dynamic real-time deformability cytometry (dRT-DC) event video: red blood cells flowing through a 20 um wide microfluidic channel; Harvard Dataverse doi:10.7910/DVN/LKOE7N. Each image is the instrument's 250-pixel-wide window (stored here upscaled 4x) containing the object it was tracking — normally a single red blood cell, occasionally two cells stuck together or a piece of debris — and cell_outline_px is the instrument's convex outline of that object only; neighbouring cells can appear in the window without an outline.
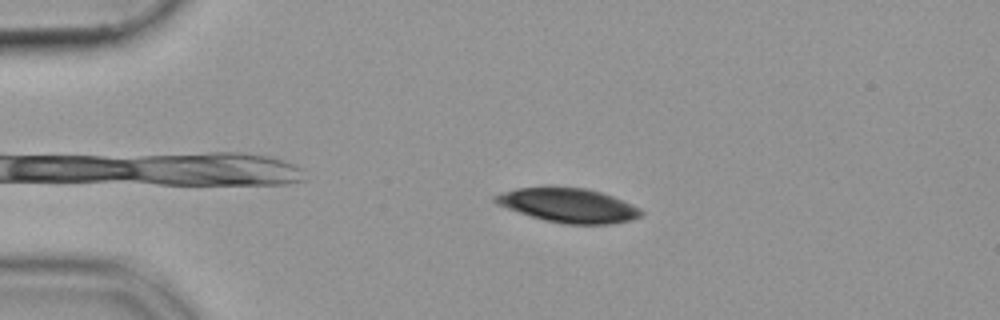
{"species": "common noctule bat (a hibernating species)", "species_latin": "Nyctalus noctula", "temperature_condition": "cold", "stored_images_in_passage": 43, "camera_frame_rate_fps": 3000, "um_per_image_px": 0.085, "animal": {"sex": "female", "body_mass_g": 19.9}, "frame": {"image": 1, "passage_image": 1, "time_ms": 0.0, "image_size_px": [1000, 320], "cell_outline_px": [[644, 212], [640, 216], [628, 220], [608, 224], [564, 224], [544, 220], [496, 204], [492, 200], [492, 196], [516, 188], [548, 184], [584, 188], [600, 192], [612, 196], [640, 208]], "centroid_in_image_um": [48.25, 17.41], "position_along_channel_um": 36.8, "area_um2": 29.42}}
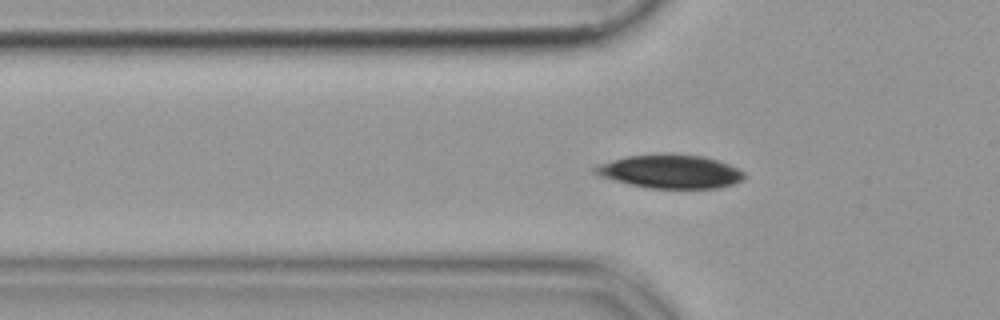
{"frame": {"image": 2, "passage_image": 7, "time_ms": 2.0, "image_size_px": [1000, 320], "cell_outline_px": [[748, 176], [732, 184], [716, 188], [648, 188], [600, 176], [592, 172], [592, 168], [600, 164], [612, 160], [628, 156], [664, 152], [672, 152], [704, 156], [728, 164], [744, 172]], "centroid_in_image_um": [56.98, 14.55], "position_along_channel_um": 68.8, "area_um2": 29.3}}